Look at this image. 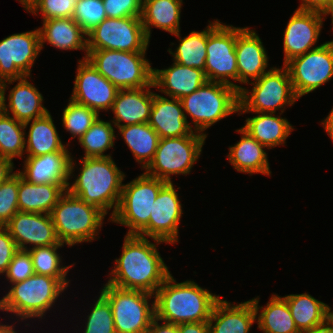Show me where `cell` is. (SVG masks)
<instances>
[{"instance_id": "cell-2", "label": "cell", "mask_w": 333, "mask_h": 333, "mask_svg": "<svg viewBox=\"0 0 333 333\" xmlns=\"http://www.w3.org/2000/svg\"><path fill=\"white\" fill-rule=\"evenodd\" d=\"M71 158L69 180L75 181L67 185V191L81 200L91 204L106 215L112 209L110 219L114 216L121 198L125 173L116 165L112 156L99 158H80L78 168ZM75 161V162H74ZM80 170L77 177L73 174L75 167Z\"/></svg>"}, {"instance_id": "cell-34", "label": "cell", "mask_w": 333, "mask_h": 333, "mask_svg": "<svg viewBox=\"0 0 333 333\" xmlns=\"http://www.w3.org/2000/svg\"><path fill=\"white\" fill-rule=\"evenodd\" d=\"M116 128L120 132L118 135H122V139H124V142L132 152L136 162L144 170L154 157L160 139L159 135L149 123L126 125Z\"/></svg>"}, {"instance_id": "cell-47", "label": "cell", "mask_w": 333, "mask_h": 333, "mask_svg": "<svg viewBox=\"0 0 333 333\" xmlns=\"http://www.w3.org/2000/svg\"><path fill=\"white\" fill-rule=\"evenodd\" d=\"M18 251L16 243L5 226H0V274L4 275L14 254Z\"/></svg>"}, {"instance_id": "cell-12", "label": "cell", "mask_w": 333, "mask_h": 333, "mask_svg": "<svg viewBox=\"0 0 333 333\" xmlns=\"http://www.w3.org/2000/svg\"><path fill=\"white\" fill-rule=\"evenodd\" d=\"M209 22L207 26L205 76L210 82L224 83L240 91L244 86L232 82L238 81L235 52L236 27L226 25V23L217 19Z\"/></svg>"}, {"instance_id": "cell-5", "label": "cell", "mask_w": 333, "mask_h": 333, "mask_svg": "<svg viewBox=\"0 0 333 333\" xmlns=\"http://www.w3.org/2000/svg\"><path fill=\"white\" fill-rule=\"evenodd\" d=\"M51 217L58 240L72 247L98 239L106 214L66 190L53 207Z\"/></svg>"}, {"instance_id": "cell-1", "label": "cell", "mask_w": 333, "mask_h": 333, "mask_svg": "<svg viewBox=\"0 0 333 333\" xmlns=\"http://www.w3.org/2000/svg\"><path fill=\"white\" fill-rule=\"evenodd\" d=\"M153 241L139 235H125L122 253L115 259L107 283L122 289L155 294L171 273L157 249L165 242Z\"/></svg>"}, {"instance_id": "cell-44", "label": "cell", "mask_w": 333, "mask_h": 333, "mask_svg": "<svg viewBox=\"0 0 333 333\" xmlns=\"http://www.w3.org/2000/svg\"><path fill=\"white\" fill-rule=\"evenodd\" d=\"M19 173L0 186V226H5L18 210Z\"/></svg>"}, {"instance_id": "cell-50", "label": "cell", "mask_w": 333, "mask_h": 333, "mask_svg": "<svg viewBox=\"0 0 333 333\" xmlns=\"http://www.w3.org/2000/svg\"><path fill=\"white\" fill-rule=\"evenodd\" d=\"M146 333H179V331L177 324L162 322L161 325L159 320L155 317Z\"/></svg>"}, {"instance_id": "cell-27", "label": "cell", "mask_w": 333, "mask_h": 333, "mask_svg": "<svg viewBox=\"0 0 333 333\" xmlns=\"http://www.w3.org/2000/svg\"><path fill=\"white\" fill-rule=\"evenodd\" d=\"M240 133L241 139L235 145L229 146L227 159L233 168L240 173L271 175L270 164L266 147L254 139L242 127L236 129ZM265 148V150H264Z\"/></svg>"}, {"instance_id": "cell-24", "label": "cell", "mask_w": 333, "mask_h": 333, "mask_svg": "<svg viewBox=\"0 0 333 333\" xmlns=\"http://www.w3.org/2000/svg\"><path fill=\"white\" fill-rule=\"evenodd\" d=\"M152 87L154 84L139 89H119L110 110L114 114L110 121L116 127L148 123L155 93Z\"/></svg>"}, {"instance_id": "cell-20", "label": "cell", "mask_w": 333, "mask_h": 333, "mask_svg": "<svg viewBox=\"0 0 333 333\" xmlns=\"http://www.w3.org/2000/svg\"><path fill=\"white\" fill-rule=\"evenodd\" d=\"M235 52L237 57L238 82L248 84L267 73L268 55L256 30L236 27Z\"/></svg>"}, {"instance_id": "cell-53", "label": "cell", "mask_w": 333, "mask_h": 333, "mask_svg": "<svg viewBox=\"0 0 333 333\" xmlns=\"http://www.w3.org/2000/svg\"><path fill=\"white\" fill-rule=\"evenodd\" d=\"M304 333H333V329L327 322H325L323 325L315 327L314 329L306 331Z\"/></svg>"}, {"instance_id": "cell-10", "label": "cell", "mask_w": 333, "mask_h": 333, "mask_svg": "<svg viewBox=\"0 0 333 333\" xmlns=\"http://www.w3.org/2000/svg\"><path fill=\"white\" fill-rule=\"evenodd\" d=\"M166 183L146 173L123 183L120 202L110 222L128 227L126 235H139L148 226L153 203Z\"/></svg>"}, {"instance_id": "cell-8", "label": "cell", "mask_w": 333, "mask_h": 333, "mask_svg": "<svg viewBox=\"0 0 333 333\" xmlns=\"http://www.w3.org/2000/svg\"><path fill=\"white\" fill-rule=\"evenodd\" d=\"M252 90L243 87L239 91L238 115L245 113H284L285 107L298 101L294 93L288 69L270 67L259 79L248 83Z\"/></svg>"}, {"instance_id": "cell-43", "label": "cell", "mask_w": 333, "mask_h": 333, "mask_svg": "<svg viewBox=\"0 0 333 333\" xmlns=\"http://www.w3.org/2000/svg\"><path fill=\"white\" fill-rule=\"evenodd\" d=\"M76 2L77 0H32L25 10L35 16L40 12L42 20L70 18Z\"/></svg>"}, {"instance_id": "cell-42", "label": "cell", "mask_w": 333, "mask_h": 333, "mask_svg": "<svg viewBox=\"0 0 333 333\" xmlns=\"http://www.w3.org/2000/svg\"><path fill=\"white\" fill-rule=\"evenodd\" d=\"M72 18L88 34L107 18L103 0H77Z\"/></svg>"}, {"instance_id": "cell-23", "label": "cell", "mask_w": 333, "mask_h": 333, "mask_svg": "<svg viewBox=\"0 0 333 333\" xmlns=\"http://www.w3.org/2000/svg\"><path fill=\"white\" fill-rule=\"evenodd\" d=\"M149 125L160 138L189 136L194 130L185 118L180 99L154 93Z\"/></svg>"}, {"instance_id": "cell-11", "label": "cell", "mask_w": 333, "mask_h": 333, "mask_svg": "<svg viewBox=\"0 0 333 333\" xmlns=\"http://www.w3.org/2000/svg\"><path fill=\"white\" fill-rule=\"evenodd\" d=\"M100 292L108 299L116 333H146L155 318L154 294L106 283Z\"/></svg>"}, {"instance_id": "cell-14", "label": "cell", "mask_w": 333, "mask_h": 333, "mask_svg": "<svg viewBox=\"0 0 333 333\" xmlns=\"http://www.w3.org/2000/svg\"><path fill=\"white\" fill-rule=\"evenodd\" d=\"M298 99L333 78V40L295 57L284 65Z\"/></svg>"}, {"instance_id": "cell-4", "label": "cell", "mask_w": 333, "mask_h": 333, "mask_svg": "<svg viewBox=\"0 0 333 333\" xmlns=\"http://www.w3.org/2000/svg\"><path fill=\"white\" fill-rule=\"evenodd\" d=\"M70 280L56 279L47 275L33 274L24 281L11 284L7 294L0 299V310L13 313L21 322L27 319H43L67 290Z\"/></svg>"}, {"instance_id": "cell-51", "label": "cell", "mask_w": 333, "mask_h": 333, "mask_svg": "<svg viewBox=\"0 0 333 333\" xmlns=\"http://www.w3.org/2000/svg\"><path fill=\"white\" fill-rule=\"evenodd\" d=\"M14 169L13 160L0 156V186L17 172Z\"/></svg>"}, {"instance_id": "cell-45", "label": "cell", "mask_w": 333, "mask_h": 333, "mask_svg": "<svg viewBox=\"0 0 333 333\" xmlns=\"http://www.w3.org/2000/svg\"><path fill=\"white\" fill-rule=\"evenodd\" d=\"M33 274H35L34 266L27 250H18L4 273L10 285L24 281Z\"/></svg>"}, {"instance_id": "cell-37", "label": "cell", "mask_w": 333, "mask_h": 333, "mask_svg": "<svg viewBox=\"0 0 333 333\" xmlns=\"http://www.w3.org/2000/svg\"><path fill=\"white\" fill-rule=\"evenodd\" d=\"M116 127L111 121H104L99 118L78 140L80 146L84 149V158L110 157L106 154L108 149H113L116 134ZM105 153V154H104Z\"/></svg>"}, {"instance_id": "cell-58", "label": "cell", "mask_w": 333, "mask_h": 333, "mask_svg": "<svg viewBox=\"0 0 333 333\" xmlns=\"http://www.w3.org/2000/svg\"><path fill=\"white\" fill-rule=\"evenodd\" d=\"M20 4H22L23 8L25 7L32 1V0H18Z\"/></svg>"}, {"instance_id": "cell-38", "label": "cell", "mask_w": 333, "mask_h": 333, "mask_svg": "<svg viewBox=\"0 0 333 333\" xmlns=\"http://www.w3.org/2000/svg\"><path fill=\"white\" fill-rule=\"evenodd\" d=\"M25 132L24 123L2 111L0 113V156L11 160L17 157L23 159Z\"/></svg>"}, {"instance_id": "cell-39", "label": "cell", "mask_w": 333, "mask_h": 333, "mask_svg": "<svg viewBox=\"0 0 333 333\" xmlns=\"http://www.w3.org/2000/svg\"><path fill=\"white\" fill-rule=\"evenodd\" d=\"M64 244H54L45 247H35L27 250L30 253L35 274L47 275L56 279H67V274L74 263L63 266L62 256L58 252Z\"/></svg>"}, {"instance_id": "cell-32", "label": "cell", "mask_w": 333, "mask_h": 333, "mask_svg": "<svg viewBox=\"0 0 333 333\" xmlns=\"http://www.w3.org/2000/svg\"><path fill=\"white\" fill-rule=\"evenodd\" d=\"M250 300L256 311L257 328L263 333H301L295 325L287 301L282 296L271 295L264 307L259 305V296Z\"/></svg>"}, {"instance_id": "cell-54", "label": "cell", "mask_w": 333, "mask_h": 333, "mask_svg": "<svg viewBox=\"0 0 333 333\" xmlns=\"http://www.w3.org/2000/svg\"><path fill=\"white\" fill-rule=\"evenodd\" d=\"M16 325H6L3 323H0V333H17V331L15 330Z\"/></svg>"}, {"instance_id": "cell-7", "label": "cell", "mask_w": 333, "mask_h": 333, "mask_svg": "<svg viewBox=\"0 0 333 333\" xmlns=\"http://www.w3.org/2000/svg\"><path fill=\"white\" fill-rule=\"evenodd\" d=\"M146 52L88 50L86 59L118 89H139L153 84V68Z\"/></svg>"}, {"instance_id": "cell-22", "label": "cell", "mask_w": 333, "mask_h": 333, "mask_svg": "<svg viewBox=\"0 0 333 333\" xmlns=\"http://www.w3.org/2000/svg\"><path fill=\"white\" fill-rule=\"evenodd\" d=\"M71 158V152L25 157L23 170L17 172L32 184H68Z\"/></svg>"}, {"instance_id": "cell-46", "label": "cell", "mask_w": 333, "mask_h": 333, "mask_svg": "<svg viewBox=\"0 0 333 333\" xmlns=\"http://www.w3.org/2000/svg\"><path fill=\"white\" fill-rule=\"evenodd\" d=\"M107 18L141 17L142 0H103Z\"/></svg>"}, {"instance_id": "cell-56", "label": "cell", "mask_w": 333, "mask_h": 333, "mask_svg": "<svg viewBox=\"0 0 333 333\" xmlns=\"http://www.w3.org/2000/svg\"><path fill=\"white\" fill-rule=\"evenodd\" d=\"M325 19L327 18V15H331L332 19V29H333V0H329L327 10L323 13Z\"/></svg>"}, {"instance_id": "cell-18", "label": "cell", "mask_w": 333, "mask_h": 333, "mask_svg": "<svg viewBox=\"0 0 333 333\" xmlns=\"http://www.w3.org/2000/svg\"><path fill=\"white\" fill-rule=\"evenodd\" d=\"M5 227L18 250L64 244L57 238L51 214L18 211ZM27 244L32 246L27 247Z\"/></svg>"}, {"instance_id": "cell-13", "label": "cell", "mask_w": 333, "mask_h": 333, "mask_svg": "<svg viewBox=\"0 0 333 333\" xmlns=\"http://www.w3.org/2000/svg\"><path fill=\"white\" fill-rule=\"evenodd\" d=\"M149 44L141 17L106 18L87 34L88 50L146 52Z\"/></svg>"}, {"instance_id": "cell-35", "label": "cell", "mask_w": 333, "mask_h": 333, "mask_svg": "<svg viewBox=\"0 0 333 333\" xmlns=\"http://www.w3.org/2000/svg\"><path fill=\"white\" fill-rule=\"evenodd\" d=\"M290 313L301 333L310 331L326 322L328 304L308 293L285 295Z\"/></svg>"}, {"instance_id": "cell-15", "label": "cell", "mask_w": 333, "mask_h": 333, "mask_svg": "<svg viewBox=\"0 0 333 333\" xmlns=\"http://www.w3.org/2000/svg\"><path fill=\"white\" fill-rule=\"evenodd\" d=\"M41 52L40 33H14L0 41V81L17 80L29 76Z\"/></svg>"}, {"instance_id": "cell-33", "label": "cell", "mask_w": 333, "mask_h": 333, "mask_svg": "<svg viewBox=\"0 0 333 333\" xmlns=\"http://www.w3.org/2000/svg\"><path fill=\"white\" fill-rule=\"evenodd\" d=\"M183 0H144L141 20L150 40L152 27L159 28L170 34L181 31L180 19Z\"/></svg>"}, {"instance_id": "cell-6", "label": "cell", "mask_w": 333, "mask_h": 333, "mask_svg": "<svg viewBox=\"0 0 333 333\" xmlns=\"http://www.w3.org/2000/svg\"><path fill=\"white\" fill-rule=\"evenodd\" d=\"M184 115H189L192 129L205 134L213 126L232 113L238 114L239 91L227 84L207 81L196 91L180 99Z\"/></svg>"}, {"instance_id": "cell-19", "label": "cell", "mask_w": 333, "mask_h": 333, "mask_svg": "<svg viewBox=\"0 0 333 333\" xmlns=\"http://www.w3.org/2000/svg\"><path fill=\"white\" fill-rule=\"evenodd\" d=\"M324 20V15L318 12L294 11L284 30L283 65L320 46L313 47L319 40Z\"/></svg>"}, {"instance_id": "cell-31", "label": "cell", "mask_w": 333, "mask_h": 333, "mask_svg": "<svg viewBox=\"0 0 333 333\" xmlns=\"http://www.w3.org/2000/svg\"><path fill=\"white\" fill-rule=\"evenodd\" d=\"M68 184H32L19 174L18 210L51 214Z\"/></svg>"}, {"instance_id": "cell-30", "label": "cell", "mask_w": 333, "mask_h": 333, "mask_svg": "<svg viewBox=\"0 0 333 333\" xmlns=\"http://www.w3.org/2000/svg\"><path fill=\"white\" fill-rule=\"evenodd\" d=\"M256 116L245 120L242 128L268 150L276 146L285 145L294 127L288 119L281 117V112L257 113Z\"/></svg>"}, {"instance_id": "cell-3", "label": "cell", "mask_w": 333, "mask_h": 333, "mask_svg": "<svg viewBox=\"0 0 333 333\" xmlns=\"http://www.w3.org/2000/svg\"><path fill=\"white\" fill-rule=\"evenodd\" d=\"M155 317L160 322L181 324L208 321L220 295L202 288L194 280L176 282L170 274L154 294Z\"/></svg>"}, {"instance_id": "cell-57", "label": "cell", "mask_w": 333, "mask_h": 333, "mask_svg": "<svg viewBox=\"0 0 333 333\" xmlns=\"http://www.w3.org/2000/svg\"><path fill=\"white\" fill-rule=\"evenodd\" d=\"M3 111V82L0 81V113Z\"/></svg>"}, {"instance_id": "cell-25", "label": "cell", "mask_w": 333, "mask_h": 333, "mask_svg": "<svg viewBox=\"0 0 333 333\" xmlns=\"http://www.w3.org/2000/svg\"><path fill=\"white\" fill-rule=\"evenodd\" d=\"M203 70L176 63L164 69L153 68V84L167 97L181 99L207 82Z\"/></svg>"}, {"instance_id": "cell-26", "label": "cell", "mask_w": 333, "mask_h": 333, "mask_svg": "<svg viewBox=\"0 0 333 333\" xmlns=\"http://www.w3.org/2000/svg\"><path fill=\"white\" fill-rule=\"evenodd\" d=\"M256 322V311L251 300L231 304L219 299L208 320L210 333H249Z\"/></svg>"}, {"instance_id": "cell-17", "label": "cell", "mask_w": 333, "mask_h": 333, "mask_svg": "<svg viewBox=\"0 0 333 333\" xmlns=\"http://www.w3.org/2000/svg\"><path fill=\"white\" fill-rule=\"evenodd\" d=\"M70 99L95 110L110 111L119 89L102 76L87 59H79Z\"/></svg>"}, {"instance_id": "cell-29", "label": "cell", "mask_w": 333, "mask_h": 333, "mask_svg": "<svg viewBox=\"0 0 333 333\" xmlns=\"http://www.w3.org/2000/svg\"><path fill=\"white\" fill-rule=\"evenodd\" d=\"M52 115H46L24 123L29 131L25 132V157L42 156L54 152H70L68 144H64L59 137ZM31 123V124H30ZM68 146V147H67Z\"/></svg>"}, {"instance_id": "cell-16", "label": "cell", "mask_w": 333, "mask_h": 333, "mask_svg": "<svg viewBox=\"0 0 333 333\" xmlns=\"http://www.w3.org/2000/svg\"><path fill=\"white\" fill-rule=\"evenodd\" d=\"M173 182L166 183L159 191L149 217L148 226L139 234L141 237L160 240L165 244L179 242V225L183 214L179 194Z\"/></svg>"}, {"instance_id": "cell-40", "label": "cell", "mask_w": 333, "mask_h": 333, "mask_svg": "<svg viewBox=\"0 0 333 333\" xmlns=\"http://www.w3.org/2000/svg\"><path fill=\"white\" fill-rule=\"evenodd\" d=\"M98 118L99 114L95 110L69 98L61 119L63 128L72 135L71 138L79 140Z\"/></svg>"}, {"instance_id": "cell-48", "label": "cell", "mask_w": 333, "mask_h": 333, "mask_svg": "<svg viewBox=\"0 0 333 333\" xmlns=\"http://www.w3.org/2000/svg\"><path fill=\"white\" fill-rule=\"evenodd\" d=\"M329 0H301L297 10L318 12L323 14L328 7Z\"/></svg>"}, {"instance_id": "cell-41", "label": "cell", "mask_w": 333, "mask_h": 333, "mask_svg": "<svg viewBox=\"0 0 333 333\" xmlns=\"http://www.w3.org/2000/svg\"><path fill=\"white\" fill-rule=\"evenodd\" d=\"M99 293L89 315L86 316L83 333H116L111 304L101 292Z\"/></svg>"}, {"instance_id": "cell-49", "label": "cell", "mask_w": 333, "mask_h": 333, "mask_svg": "<svg viewBox=\"0 0 333 333\" xmlns=\"http://www.w3.org/2000/svg\"><path fill=\"white\" fill-rule=\"evenodd\" d=\"M179 333H210L208 321L178 324Z\"/></svg>"}, {"instance_id": "cell-21", "label": "cell", "mask_w": 333, "mask_h": 333, "mask_svg": "<svg viewBox=\"0 0 333 333\" xmlns=\"http://www.w3.org/2000/svg\"><path fill=\"white\" fill-rule=\"evenodd\" d=\"M29 76L17 80H7L3 82V112L14 117L22 123L40 118L49 111L44 107L43 95L38 88L29 82ZM17 84L10 88L8 84ZM11 89L6 103V90ZM7 104V105H6Z\"/></svg>"}, {"instance_id": "cell-55", "label": "cell", "mask_w": 333, "mask_h": 333, "mask_svg": "<svg viewBox=\"0 0 333 333\" xmlns=\"http://www.w3.org/2000/svg\"><path fill=\"white\" fill-rule=\"evenodd\" d=\"M331 307L328 305L326 309V322L333 329V310L331 311Z\"/></svg>"}, {"instance_id": "cell-52", "label": "cell", "mask_w": 333, "mask_h": 333, "mask_svg": "<svg viewBox=\"0 0 333 333\" xmlns=\"http://www.w3.org/2000/svg\"><path fill=\"white\" fill-rule=\"evenodd\" d=\"M321 125L324 127V130L333 142V107L327 117L322 120Z\"/></svg>"}, {"instance_id": "cell-36", "label": "cell", "mask_w": 333, "mask_h": 333, "mask_svg": "<svg viewBox=\"0 0 333 333\" xmlns=\"http://www.w3.org/2000/svg\"><path fill=\"white\" fill-rule=\"evenodd\" d=\"M180 32L173 34L179 39L175 51L171 48L167 50L173 56L172 60L180 65L204 71L207 56V27L200 32L191 31L183 38Z\"/></svg>"}, {"instance_id": "cell-9", "label": "cell", "mask_w": 333, "mask_h": 333, "mask_svg": "<svg viewBox=\"0 0 333 333\" xmlns=\"http://www.w3.org/2000/svg\"><path fill=\"white\" fill-rule=\"evenodd\" d=\"M205 134L194 131L189 136L160 138L150 164L144 169L147 175L171 183V175H187L200 159Z\"/></svg>"}, {"instance_id": "cell-28", "label": "cell", "mask_w": 333, "mask_h": 333, "mask_svg": "<svg viewBox=\"0 0 333 333\" xmlns=\"http://www.w3.org/2000/svg\"><path fill=\"white\" fill-rule=\"evenodd\" d=\"M42 22L43 27H38L41 50L44 43H48L60 50H83L85 54L82 60L86 59L87 34L72 17L47 19Z\"/></svg>"}]
</instances>
